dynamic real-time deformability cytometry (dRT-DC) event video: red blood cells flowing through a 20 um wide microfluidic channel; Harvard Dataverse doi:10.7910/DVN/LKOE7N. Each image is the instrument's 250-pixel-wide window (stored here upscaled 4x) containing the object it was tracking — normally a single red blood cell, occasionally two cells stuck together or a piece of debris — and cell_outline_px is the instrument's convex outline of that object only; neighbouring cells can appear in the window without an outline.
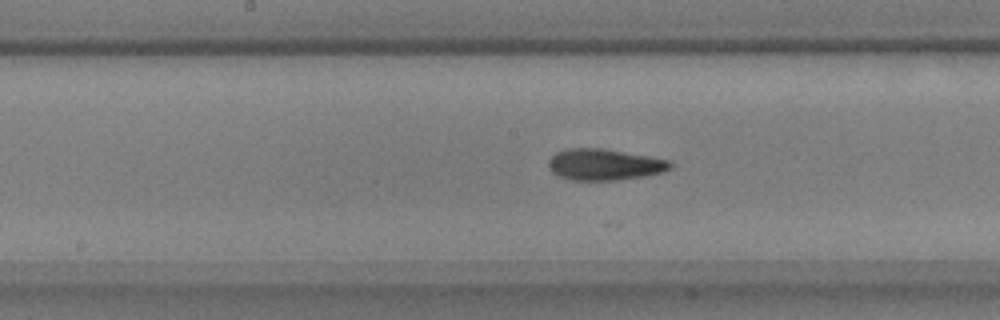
{"species": "common noctule bat (a hibernating species)", "species_latin": "Nyctalus noctula", "temperature_condition": "warm", "stored_images_in_passage": 28, "camera_frame_rate_fps": 3000, "um_per_image_px": 0.085, "animal": {"sex": "male", "body_mass_g": 17.9, "forearm_length_mm": 54.2}, "frame": {"image": 1, "passage_image": 23, "time_ms": 7.333, "image_size_px": [1000, 320], "cell_outline_px": [[672, 168], [660, 172], [644, 176], [616, 180], [572, 180], [556, 176], [548, 168], [548, 160], [556, 152], [564, 148], [600, 148], [672, 160]], "centroid_in_image_um": [51.33, 13.98], "position_along_channel_um": 196.9, "area_um2": 22.31}}